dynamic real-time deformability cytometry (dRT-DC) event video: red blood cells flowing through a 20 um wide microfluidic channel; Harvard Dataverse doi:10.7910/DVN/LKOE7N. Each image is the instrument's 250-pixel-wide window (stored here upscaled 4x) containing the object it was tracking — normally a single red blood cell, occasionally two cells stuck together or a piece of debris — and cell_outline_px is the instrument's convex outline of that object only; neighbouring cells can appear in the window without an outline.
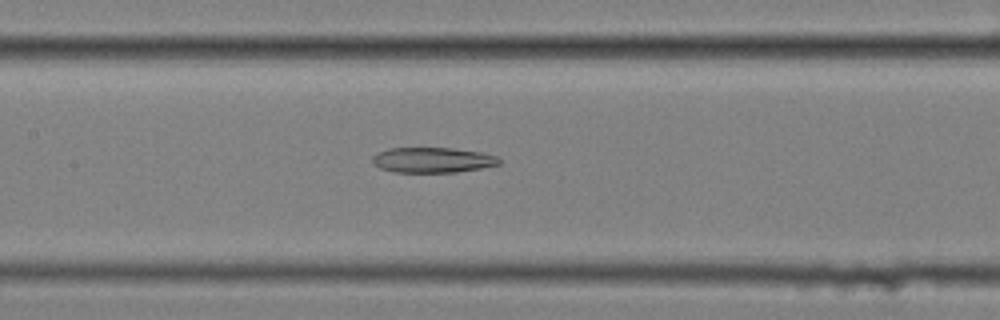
{"species": "common noctule bat (a hibernating species)", "species_latin": "Nyctalus noctula", "temperature_condition": "cold", "stored_images_in_passage": 52, "camera_frame_rate_fps": 3000, "um_per_image_px": 0.085, "animal": {"sex": "female", "body_mass_g": 25.1}, "frame": {"image": 1, "passage_image": 20, "time_ms": 6.333, "image_size_px": [1000, 320], "cell_outline_px": [[500, 164], [480, 168], [456, 172], [392, 172], [380, 168], [372, 164], [372, 156], [376, 152], [388, 148], [452, 148], [484, 152], [496, 156], [500, 160]], "centroid_in_image_um": [36.73, 13.59], "position_along_channel_um": 170.7, "area_um2": 18.84}}
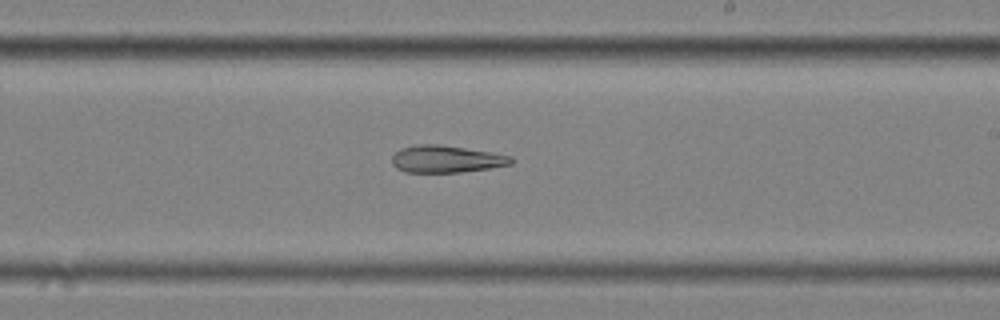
{"frame": {"image": 2, "passage_image": 27, "time_ms": 8.667, "image_size_px": [1000, 320], "cell_outline_px": [[512, 164], [488, 168], [460, 172], [404, 172], [396, 168], [392, 164], [392, 156], [400, 148], [416, 144], [440, 144], [492, 152], [512, 156]], "centroid_in_image_um": [37.9, 13.51], "position_along_channel_um": 251.1, "area_um2": 18.9}}
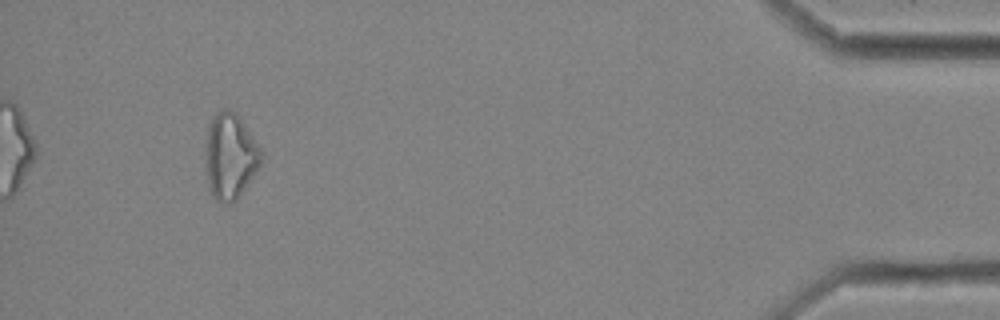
{"frame": {"image": 3, "passage_image": 47, "time_ms": 15.333, "image_size_px": [1000, 320], "cell_outline_px": [[260, 164], [236, 200], [228, 204], [216, 200], [212, 196], [208, 188], [204, 168], [208, 124], [216, 112], [224, 108], [236, 112], [240, 116], [260, 148]], "centroid_in_image_um": [19.51, 13.26], "position_along_channel_um": 415.7, "area_um2": 27.86}}